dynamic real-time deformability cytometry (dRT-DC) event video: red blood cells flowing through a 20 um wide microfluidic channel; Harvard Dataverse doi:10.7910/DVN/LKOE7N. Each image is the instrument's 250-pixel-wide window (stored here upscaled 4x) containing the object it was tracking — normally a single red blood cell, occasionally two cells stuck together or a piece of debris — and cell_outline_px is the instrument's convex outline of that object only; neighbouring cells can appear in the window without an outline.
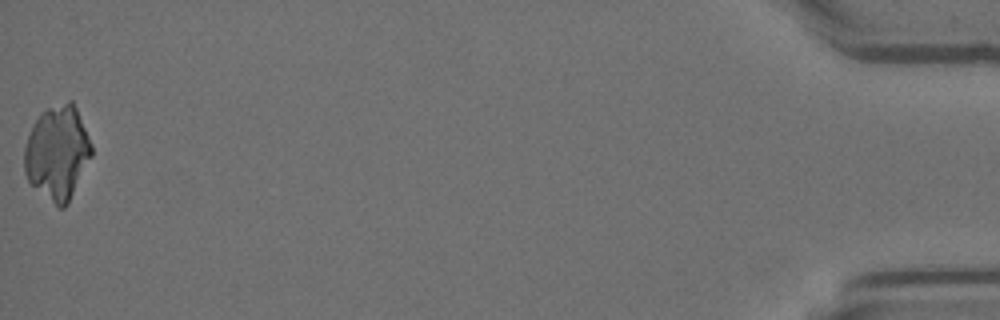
{"species": "Egyptian fruit bat (a non-hibernating species)", "species_latin": "Rousettus aegyptiacus", "temperature_condition": "room temperature", "stored_images_in_passage": 38, "camera_frame_rate_fps": 3000, "um_per_image_px": 0.085, "animal": {"sex": "female"}, "frame": {"image": 1, "passage_image": 38, "time_ms": 12.333, "image_size_px": [1000, 320], "cell_outline_px": [[92, 156], [68, 204], [64, 208], [60, 208], [32, 184], [28, 180], [24, 172], [24, 148], [32, 124], [40, 112], [48, 108], [68, 100], [72, 100], [76, 108], [92, 144]], "centroid_in_image_um": [4.88, 12.96], "position_along_channel_um": 430.3, "area_um2": 36.65}}